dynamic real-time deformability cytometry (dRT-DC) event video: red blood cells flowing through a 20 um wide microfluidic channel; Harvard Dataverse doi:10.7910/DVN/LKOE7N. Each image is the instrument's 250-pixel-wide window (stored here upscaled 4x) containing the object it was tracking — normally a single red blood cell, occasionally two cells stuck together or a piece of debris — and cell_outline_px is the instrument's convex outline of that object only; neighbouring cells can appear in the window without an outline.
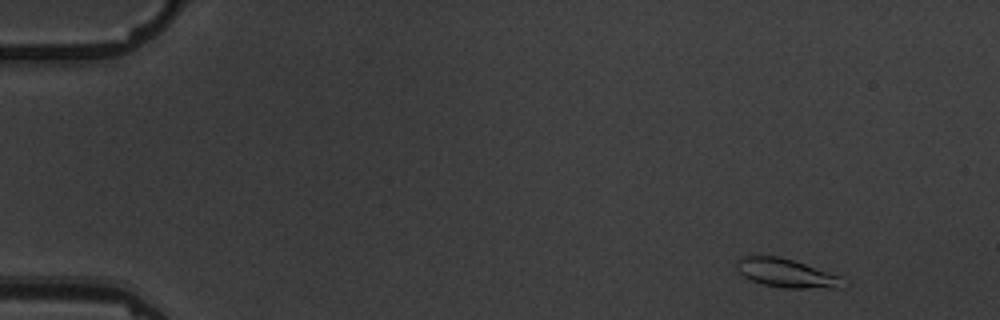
{"species": "common noctule bat (a hibernating species)", "species_latin": "Nyctalus noctula", "temperature_condition": "warm", "stored_images_in_passage": 5, "camera_frame_rate_fps": 3000, "um_per_image_px": 0.085, "animal": {"sex": "male", "body_mass_g": 19.5, "forearm_length_mm": 54.6}, "frame": {"image": 1, "passage_image": 1, "time_ms": 0.0, "image_size_px": [1000, 320], "cell_outline_px": [[844, 288], [784, 288], [764, 284], [752, 280], [736, 272], [736, 260], [740, 256], [780, 256], [840, 276]], "centroid_in_image_um": [66.77, 23.21], "position_along_channel_um": 18.2, "area_um2": 17.63}}